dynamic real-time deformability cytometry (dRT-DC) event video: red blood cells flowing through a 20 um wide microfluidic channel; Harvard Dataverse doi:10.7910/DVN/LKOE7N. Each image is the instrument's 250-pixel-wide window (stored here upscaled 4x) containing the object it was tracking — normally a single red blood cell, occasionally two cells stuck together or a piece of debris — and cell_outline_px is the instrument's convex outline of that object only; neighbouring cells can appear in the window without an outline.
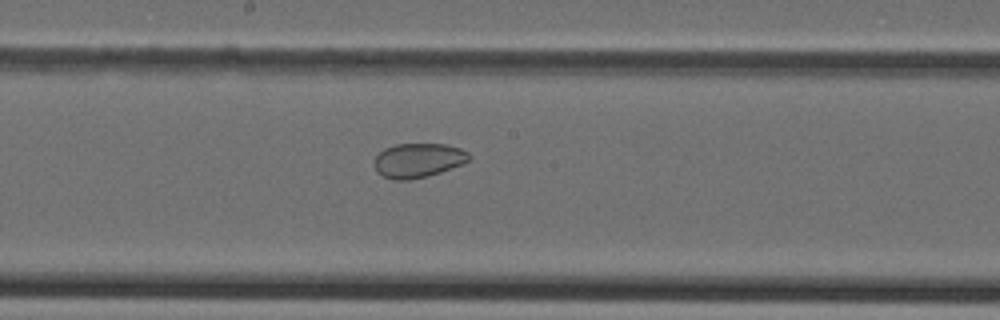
{"species": "Egyptian fruit bat (a non-hibernating species)", "species_latin": "Rousettus aegyptiacus", "temperature_condition": "cold", "stored_images_in_passage": 46, "segment_of_instrument_passage": [2, 2], "camera_frame_rate_fps": 3000, "um_per_image_px": 0.085, "animal": {"sex": "female"}, "frame": {"image": 1, "passage_image": 25, "time_ms": 8.0, "image_size_px": [1000, 320], "cell_outline_px": [[472, 156], [468, 160], [460, 164], [440, 172], [428, 176], [408, 180], [396, 180], [384, 176], [376, 172], [376, 156], [384, 148], [396, 144], [444, 144], [460, 148], [468, 152]], "centroid_in_image_um": [35.55, 13.62], "position_along_channel_um": 212.7, "area_um2": 18.73}}
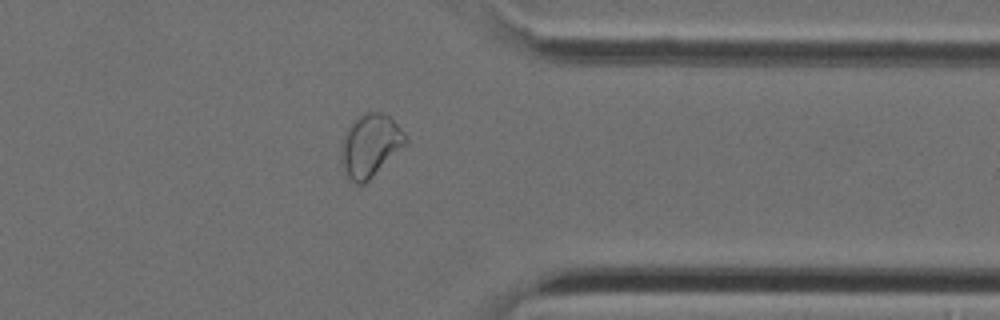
{"frame": {"image": 2, "passage_image": 37, "time_ms": 12.0, "image_size_px": [1000, 320], "cell_outline_px": [[408, 140], [364, 184], [356, 184], [344, 176], [340, 160], [340, 152], [344, 136], [348, 128], [356, 116], [364, 112], [380, 112], [388, 116], [404, 132]], "centroid_in_image_um": [31.4, 12.37], "position_along_channel_um": 380.0, "area_um2": 23.18}}
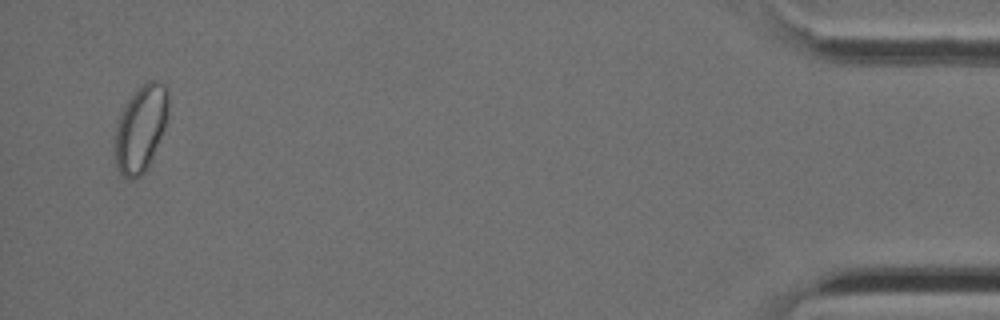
{"frame": {"image": 3, "passage_image": 45, "time_ms": 14.667, "image_size_px": [1000, 320], "cell_outline_px": [[168, 116], [164, 128], [148, 168], [136, 180], [128, 180], [120, 176], [116, 168], [112, 152], [116, 128], [120, 116], [128, 100], [148, 80], [156, 80], [164, 84], [168, 88]], "centroid_in_image_um": [11.93, 11.01], "position_along_channel_um": 423.3, "area_um2": 27.34}}